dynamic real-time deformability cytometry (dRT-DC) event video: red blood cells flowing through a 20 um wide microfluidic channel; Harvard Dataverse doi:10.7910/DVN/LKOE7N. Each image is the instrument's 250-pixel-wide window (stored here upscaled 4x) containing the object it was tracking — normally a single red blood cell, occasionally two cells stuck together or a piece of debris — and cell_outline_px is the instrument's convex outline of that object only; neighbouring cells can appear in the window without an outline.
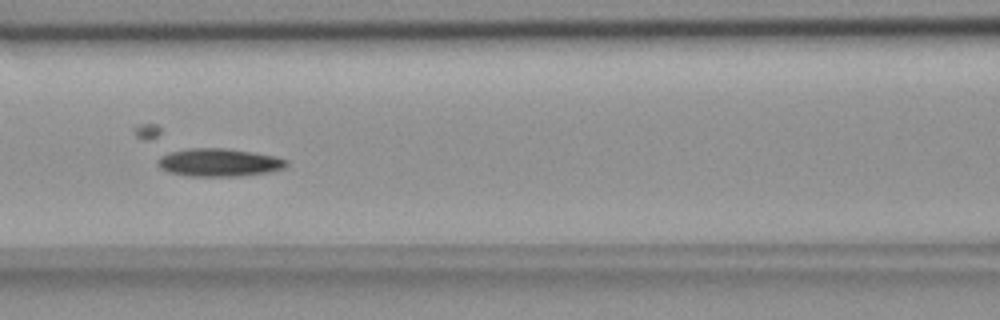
{"species": "common noctule bat (a hibernating species)", "species_latin": "Nyctalus noctula", "temperature_condition": "room temperature", "stored_images_in_passage": 55, "camera_frame_rate_fps": 3000, "um_per_image_px": 0.085, "animal": {"sex": "female", "body_mass_g": 18.4}, "frame": {"image": 1, "passage_image": 24, "time_ms": 7.667, "image_size_px": [1000, 320], "cell_outline_px": [[288, 164], [284, 168], [272, 172], [236, 176], [188, 176], [168, 172], [160, 168], [156, 164], [156, 160], [160, 156], [168, 152], [188, 148], [224, 148], [252, 152], [272, 156], [288, 160]], "centroid_in_image_um": [18.57, 13.81], "position_along_channel_um": 148.0, "area_um2": 21.1}}
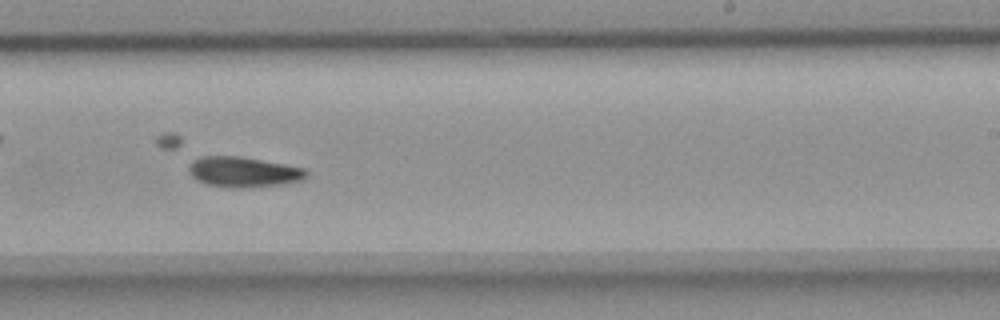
{"frame": {"image": 2, "passage_image": 34, "time_ms": 11.0, "image_size_px": [1000, 320], "cell_outline_px": [[308, 176], [304, 180], [284, 184], [240, 188], [236, 188], [204, 184], [196, 180], [188, 172], [188, 168], [192, 160], [200, 156], [236, 156], [260, 160], [304, 168], [308, 172]], "centroid_in_image_um": [20.67, 14.62], "position_along_channel_um": 268.3, "area_um2": 20.81}}
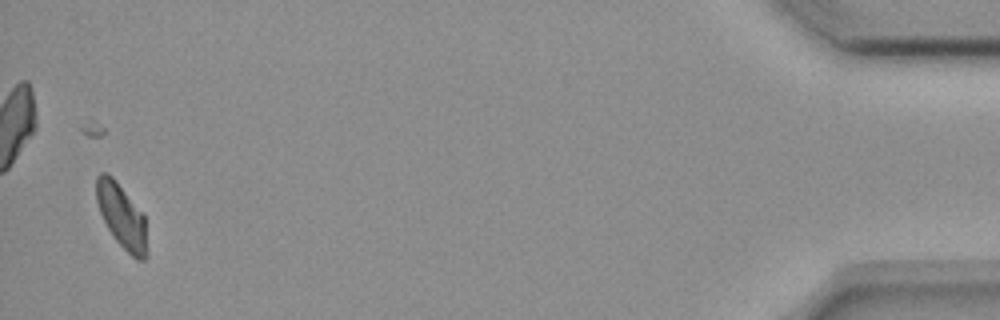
{"frame": {"image": 3, "passage_image": 54, "time_ms": 17.667, "image_size_px": [1000, 320], "cell_outline_px": [[148, 256], [144, 260], [136, 260], [112, 236], [100, 212], [96, 200], [96, 176], [100, 172], [108, 172], [116, 180], [144, 216], [148, 252]], "centroid_in_image_um": [10.34, 18.37], "position_along_channel_um": 424.9, "area_um2": 18.9}, "authors_computed_cell_mechanics": {"area_um2": 19.8832, "velocity_mm_per_s": 3.632, "shape_relaxation_time_tau1_ms": 10.4425, "shape_relaxation_time_tau2_ms": null, "deformation_change_tau1": 0.2254, "deformation_change_tau2": null}}